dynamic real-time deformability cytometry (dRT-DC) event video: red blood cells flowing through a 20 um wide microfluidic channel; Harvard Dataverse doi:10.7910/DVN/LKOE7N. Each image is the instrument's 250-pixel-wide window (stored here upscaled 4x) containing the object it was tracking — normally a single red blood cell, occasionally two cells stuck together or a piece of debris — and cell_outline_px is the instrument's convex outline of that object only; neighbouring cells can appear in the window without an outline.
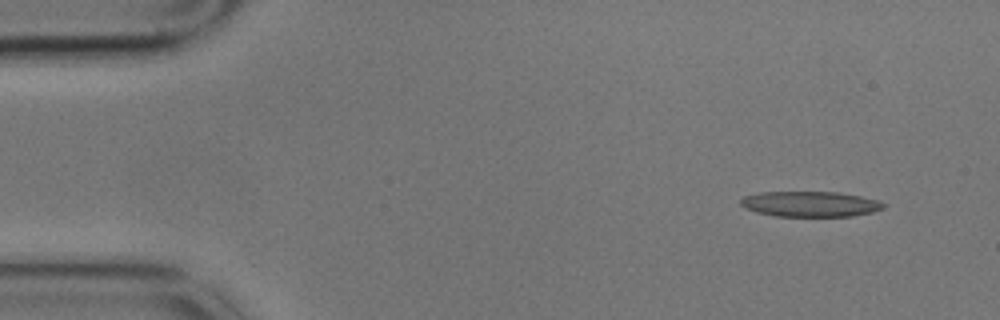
{"species": "common noctule bat (a hibernating species)", "species_latin": "Nyctalus noctula", "temperature_condition": "cold", "stored_images_in_passage": 4, "camera_frame_rate_fps": 3000, "um_per_image_px": 0.085, "animal": {"sex": "male", "body_mass_g": 17.9}, "frame": {"image": 1, "passage_image": 1, "time_ms": 0.0, "image_size_px": [1000, 320], "cell_outline_px": [[888, 204], [884, 208], [872, 212], [852, 216], [776, 216], [756, 212], [744, 208], [740, 204], [740, 200], [744, 196], [760, 192], [836, 192], [860, 196], [880, 200]], "centroid_in_image_um": [68.89, 17.34], "position_along_channel_um": 16.1, "area_um2": 21.27}}
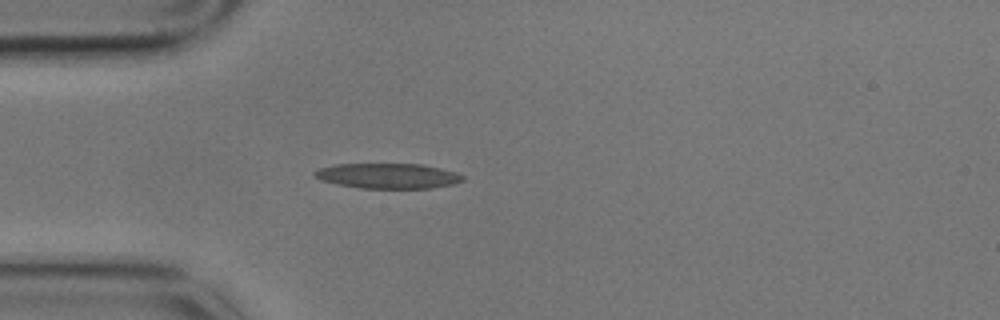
{"frame": {"image": 2, "passage_image": 4, "time_ms": 1.0, "image_size_px": [1000, 320], "cell_outline_px": [[464, 180], [452, 184], [432, 188], [360, 188], [336, 184], [320, 180], [312, 172], [320, 168], [336, 164], [424, 164], [456, 172], [464, 176]], "centroid_in_image_um": [32.98, 14.95], "position_along_channel_um": 52.0, "area_um2": 21.73}}